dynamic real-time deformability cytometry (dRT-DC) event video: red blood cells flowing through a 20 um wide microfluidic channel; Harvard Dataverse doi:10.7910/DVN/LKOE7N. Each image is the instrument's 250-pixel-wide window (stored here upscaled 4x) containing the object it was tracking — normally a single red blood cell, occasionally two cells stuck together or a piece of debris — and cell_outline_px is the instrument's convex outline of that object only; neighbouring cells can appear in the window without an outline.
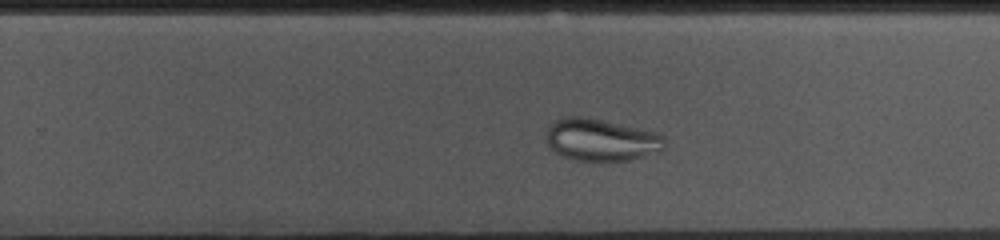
{"species": "common noctule bat (a hibernating species)", "species_latin": "Nyctalus noctula", "temperature_condition": "cold", "stored_images_in_passage": 39, "camera_frame_rate_fps": 3000, "um_per_image_px": 0.085, "animal": {"sex": "female", "body_mass_g": 10.0, "forearm_length_mm": 53.1}, "frame": {"image": 1, "passage_image": 28, "time_ms": 9.0, "image_size_px": [1000, 240], "cell_outline_px": [[664, 144], [660, 152], [628, 160], [600, 164], [596, 164], [576, 160], [564, 156], [556, 152], [548, 144], [548, 124], [556, 120], [568, 116], [580, 116], [600, 120], [656, 132], [664, 136]], "centroid_in_image_um": [51.1, 11.93], "position_along_channel_um": 278.7, "area_um2": 29.3}}